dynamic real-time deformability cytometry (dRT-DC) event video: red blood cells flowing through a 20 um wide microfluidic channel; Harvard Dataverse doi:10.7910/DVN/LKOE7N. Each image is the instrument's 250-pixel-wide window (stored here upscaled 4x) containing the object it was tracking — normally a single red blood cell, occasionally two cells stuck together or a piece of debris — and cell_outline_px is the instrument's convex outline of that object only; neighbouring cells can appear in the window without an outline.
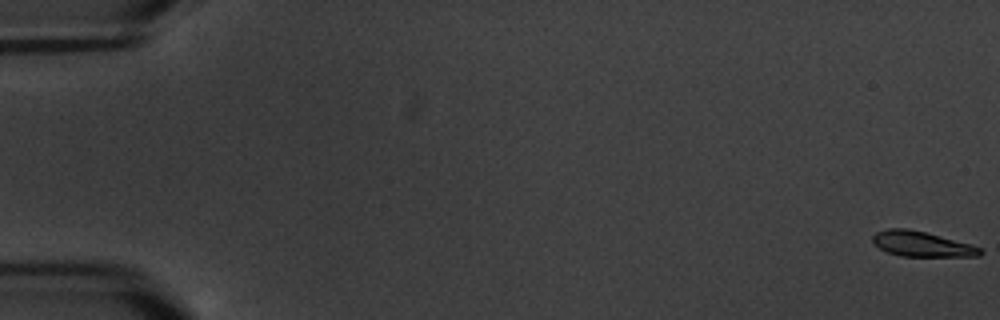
{"species": "common noctule bat (a hibernating species)", "species_latin": "Nyctalus noctula", "temperature_condition": "warm", "stored_images_in_passage": 6, "camera_frame_rate_fps": 3000, "um_per_image_px": 0.085, "animal": {"sex": "male", "body_mass_g": 20.1, "forearm_length_mm": 53.5}, "frame": {"image": 1, "passage_image": 1, "time_ms": 0.0, "image_size_px": [1000, 320], "cell_outline_px": [[984, 252], [980, 256], [900, 256], [888, 252], [880, 248], [872, 240], [872, 236], [876, 232], [888, 228], [908, 228], [972, 244], [980, 248]], "centroid_in_image_um": [78.36, 20.74], "position_along_channel_um": 6.6, "area_um2": 15.66}}
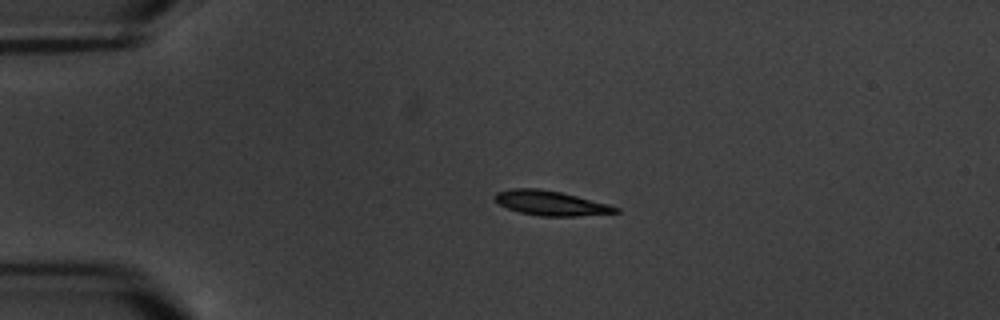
{"frame": {"image": 2, "passage_image": 5, "time_ms": 4.667, "image_size_px": [1000, 320], "cell_outline_px": [[620, 212], [576, 216], [540, 216], [520, 212], [508, 208], [500, 204], [492, 196], [496, 192], [512, 188], [536, 188], [560, 192], [608, 204], [620, 208]], "centroid_in_image_um": [46.79, 17.26], "position_along_channel_um": 38.2, "area_um2": 17.17}}